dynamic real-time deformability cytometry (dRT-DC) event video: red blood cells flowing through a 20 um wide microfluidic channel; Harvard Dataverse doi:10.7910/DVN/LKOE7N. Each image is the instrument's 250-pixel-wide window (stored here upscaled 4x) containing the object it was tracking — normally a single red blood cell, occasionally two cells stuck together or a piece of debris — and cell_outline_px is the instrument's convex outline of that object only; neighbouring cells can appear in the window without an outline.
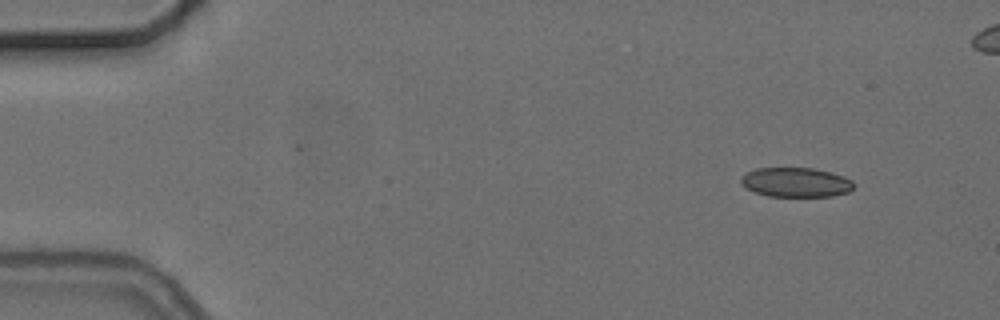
{"species": "common noctule bat (a hibernating species)", "species_latin": "Nyctalus noctula", "temperature_condition": "cold", "stored_images_in_passage": 3, "camera_frame_rate_fps": 3000, "um_per_image_px": 0.085, "animal": {"sex": "female", "body_mass_g": 24.6, "forearm_length_mm": 56.2}, "frame": {"image": 1, "passage_image": 3, "time_ms": 3.0, "image_size_px": [1000, 320], "cell_outline_px": [[852, 188], [848, 192], [832, 196], [768, 196], [756, 192], [740, 184], [740, 176], [744, 172], [756, 168], [812, 168], [832, 172], [844, 176], [852, 180]], "centroid_in_image_um": [67.61, 15.48], "position_along_channel_um": 17.4, "area_um2": 19.42}}